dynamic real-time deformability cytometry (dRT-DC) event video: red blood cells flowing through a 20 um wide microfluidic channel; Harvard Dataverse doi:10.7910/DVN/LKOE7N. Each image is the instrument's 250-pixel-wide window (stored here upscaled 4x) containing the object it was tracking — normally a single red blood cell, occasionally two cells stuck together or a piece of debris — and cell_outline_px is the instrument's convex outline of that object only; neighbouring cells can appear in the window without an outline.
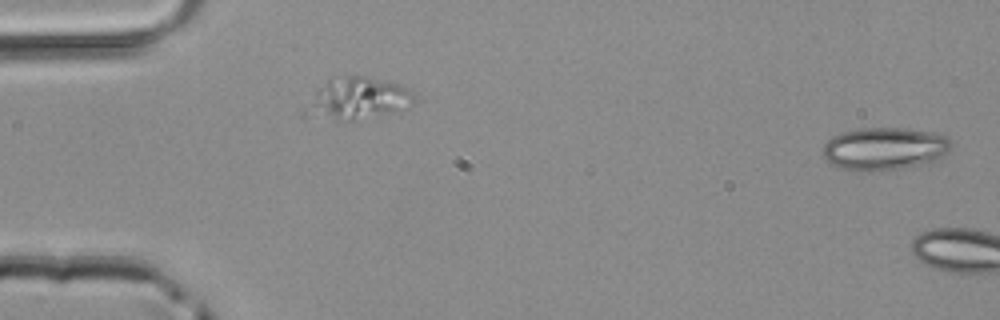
{"species": "common noctule bat (a hibernating species)", "species_latin": "Nyctalus noctula", "temperature_condition": "room temperature", "stored_images_in_passage": 4, "camera_frame_rate_fps": 3000, "um_per_image_px": 0.085, "animal": {"sex": "male", "body_mass_g": 20.4}, "frame": {"image": 1, "passage_image": 1, "time_ms": 0.0, "image_size_px": [1000, 320], "cell_outline_px": [[952, 148], [940, 160], [928, 164], [872, 172], [856, 172], [840, 168], [824, 160], [820, 148], [832, 136], [844, 132], [860, 128], [908, 128], [932, 132], [944, 136], [952, 144]], "centroid_in_image_um": [75.16, 12.66], "position_along_channel_um": 9.8, "area_um2": 32.71}}